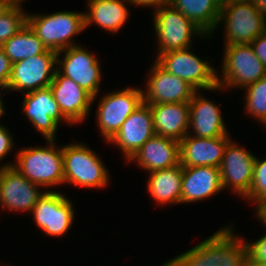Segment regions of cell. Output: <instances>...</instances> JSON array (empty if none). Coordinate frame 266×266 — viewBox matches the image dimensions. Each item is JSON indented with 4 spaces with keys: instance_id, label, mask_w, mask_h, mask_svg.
I'll use <instances>...</instances> for the list:
<instances>
[{
    "instance_id": "cell-1",
    "label": "cell",
    "mask_w": 266,
    "mask_h": 266,
    "mask_svg": "<svg viewBox=\"0 0 266 266\" xmlns=\"http://www.w3.org/2000/svg\"><path fill=\"white\" fill-rule=\"evenodd\" d=\"M168 266H248L247 245L226 225L210 237L166 261Z\"/></svg>"
},
{
    "instance_id": "cell-2",
    "label": "cell",
    "mask_w": 266,
    "mask_h": 266,
    "mask_svg": "<svg viewBox=\"0 0 266 266\" xmlns=\"http://www.w3.org/2000/svg\"><path fill=\"white\" fill-rule=\"evenodd\" d=\"M46 142V147L20 148L15 163L7 162L2 167L13 166L29 181L43 188L64 184L62 147L58 148L55 140Z\"/></svg>"
},
{
    "instance_id": "cell-3",
    "label": "cell",
    "mask_w": 266,
    "mask_h": 266,
    "mask_svg": "<svg viewBox=\"0 0 266 266\" xmlns=\"http://www.w3.org/2000/svg\"><path fill=\"white\" fill-rule=\"evenodd\" d=\"M64 183L83 188H102L109 183V171L98 155L84 143L62 146Z\"/></svg>"
},
{
    "instance_id": "cell-4",
    "label": "cell",
    "mask_w": 266,
    "mask_h": 266,
    "mask_svg": "<svg viewBox=\"0 0 266 266\" xmlns=\"http://www.w3.org/2000/svg\"><path fill=\"white\" fill-rule=\"evenodd\" d=\"M27 24L44 46L55 52L77 45L71 39L85 29L84 13L75 11L27 14Z\"/></svg>"
},
{
    "instance_id": "cell-5",
    "label": "cell",
    "mask_w": 266,
    "mask_h": 266,
    "mask_svg": "<svg viewBox=\"0 0 266 266\" xmlns=\"http://www.w3.org/2000/svg\"><path fill=\"white\" fill-rule=\"evenodd\" d=\"M222 74H217V84L223 89L246 88L266 76V68L251 44L224 46Z\"/></svg>"
},
{
    "instance_id": "cell-6",
    "label": "cell",
    "mask_w": 266,
    "mask_h": 266,
    "mask_svg": "<svg viewBox=\"0 0 266 266\" xmlns=\"http://www.w3.org/2000/svg\"><path fill=\"white\" fill-rule=\"evenodd\" d=\"M154 30L158 42V55L191 47L192 38L198 35L210 38L194 25L189 18L170 4L154 10Z\"/></svg>"
},
{
    "instance_id": "cell-7",
    "label": "cell",
    "mask_w": 266,
    "mask_h": 266,
    "mask_svg": "<svg viewBox=\"0 0 266 266\" xmlns=\"http://www.w3.org/2000/svg\"><path fill=\"white\" fill-rule=\"evenodd\" d=\"M169 51L156 57V61L171 74L183 79L197 91L221 88L217 84V72L207 61H203L192 50Z\"/></svg>"
},
{
    "instance_id": "cell-8",
    "label": "cell",
    "mask_w": 266,
    "mask_h": 266,
    "mask_svg": "<svg viewBox=\"0 0 266 266\" xmlns=\"http://www.w3.org/2000/svg\"><path fill=\"white\" fill-rule=\"evenodd\" d=\"M264 16L255 8L253 2H230L221 8L219 24L225 26L227 45L251 44L262 34Z\"/></svg>"
},
{
    "instance_id": "cell-9",
    "label": "cell",
    "mask_w": 266,
    "mask_h": 266,
    "mask_svg": "<svg viewBox=\"0 0 266 266\" xmlns=\"http://www.w3.org/2000/svg\"><path fill=\"white\" fill-rule=\"evenodd\" d=\"M143 90L126 87L102 96L97 107V124L106 142L119 131L123 122L143 103Z\"/></svg>"
},
{
    "instance_id": "cell-10",
    "label": "cell",
    "mask_w": 266,
    "mask_h": 266,
    "mask_svg": "<svg viewBox=\"0 0 266 266\" xmlns=\"http://www.w3.org/2000/svg\"><path fill=\"white\" fill-rule=\"evenodd\" d=\"M63 53V59H60V55ZM56 69L61 75L69 77L88 92L93 97L92 102L96 100L95 98L99 95L102 73L99 60L95 54L81 47V45L63 49L57 52Z\"/></svg>"
},
{
    "instance_id": "cell-11",
    "label": "cell",
    "mask_w": 266,
    "mask_h": 266,
    "mask_svg": "<svg viewBox=\"0 0 266 266\" xmlns=\"http://www.w3.org/2000/svg\"><path fill=\"white\" fill-rule=\"evenodd\" d=\"M57 52L47 50L12 64L7 87L3 90L21 91L24 94L49 87L57 69Z\"/></svg>"
},
{
    "instance_id": "cell-12",
    "label": "cell",
    "mask_w": 266,
    "mask_h": 266,
    "mask_svg": "<svg viewBox=\"0 0 266 266\" xmlns=\"http://www.w3.org/2000/svg\"><path fill=\"white\" fill-rule=\"evenodd\" d=\"M31 212L36 225L52 237L66 234L75 217L72 202L64 194L51 189L43 194Z\"/></svg>"
},
{
    "instance_id": "cell-13",
    "label": "cell",
    "mask_w": 266,
    "mask_h": 266,
    "mask_svg": "<svg viewBox=\"0 0 266 266\" xmlns=\"http://www.w3.org/2000/svg\"><path fill=\"white\" fill-rule=\"evenodd\" d=\"M23 96V112L45 140H56V131L61 120L72 126L60 112L50 87L37 89Z\"/></svg>"
},
{
    "instance_id": "cell-14",
    "label": "cell",
    "mask_w": 266,
    "mask_h": 266,
    "mask_svg": "<svg viewBox=\"0 0 266 266\" xmlns=\"http://www.w3.org/2000/svg\"><path fill=\"white\" fill-rule=\"evenodd\" d=\"M150 75V76H149ZM143 92V103H189L197 90L183 79L153 63Z\"/></svg>"
},
{
    "instance_id": "cell-15",
    "label": "cell",
    "mask_w": 266,
    "mask_h": 266,
    "mask_svg": "<svg viewBox=\"0 0 266 266\" xmlns=\"http://www.w3.org/2000/svg\"><path fill=\"white\" fill-rule=\"evenodd\" d=\"M255 155L230 140L220 164L221 184L245 197L251 188Z\"/></svg>"
},
{
    "instance_id": "cell-16",
    "label": "cell",
    "mask_w": 266,
    "mask_h": 266,
    "mask_svg": "<svg viewBox=\"0 0 266 266\" xmlns=\"http://www.w3.org/2000/svg\"><path fill=\"white\" fill-rule=\"evenodd\" d=\"M29 181L17 169L0 167V207L9 211L30 212L46 192Z\"/></svg>"
},
{
    "instance_id": "cell-17",
    "label": "cell",
    "mask_w": 266,
    "mask_h": 266,
    "mask_svg": "<svg viewBox=\"0 0 266 266\" xmlns=\"http://www.w3.org/2000/svg\"><path fill=\"white\" fill-rule=\"evenodd\" d=\"M49 87L60 112L72 125L81 123L89 116L93 97L69 77L56 70Z\"/></svg>"
},
{
    "instance_id": "cell-18",
    "label": "cell",
    "mask_w": 266,
    "mask_h": 266,
    "mask_svg": "<svg viewBox=\"0 0 266 266\" xmlns=\"http://www.w3.org/2000/svg\"><path fill=\"white\" fill-rule=\"evenodd\" d=\"M155 134L153 115L148 104L142 103L123 122L119 131L109 141L116 144L128 160Z\"/></svg>"
},
{
    "instance_id": "cell-19",
    "label": "cell",
    "mask_w": 266,
    "mask_h": 266,
    "mask_svg": "<svg viewBox=\"0 0 266 266\" xmlns=\"http://www.w3.org/2000/svg\"><path fill=\"white\" fill-rule=\"evenodd\" d=\"M229 136L201 138L187 134L180 141L182 167H220Z\"/></svg>"
},
{
    "instance_id": "cell-20",
    "label": "cell",
    "mask_w": 266,
    "mask_h": 266,
    "mask_svg": "<svg viewBox=\"0 0 266 266\" xmlns=\"http://www.w3.org/2000/svg\"><path fill=\"white\" fill-rule=\"evenodd\" d=\"M132 160L149 173L172 168L180 164V142L154 134L128 161Z\"/></svg>"
},
{
    "instance_id": "cell-21",
    "label": "cell",
    "mask_w": 266,
    "mask_h": 266,
    "mask_svg": "<svg viewBox=\"0 0 266 266\" xmlns=\"http://www.w3.org/2000/svg\"><path fill=\"white\" fill-rule=\"evenodd\" d=\"M200 94V91H197L189 102L188 134L201 138L230 136L225 128L219 106Z\"/></svg>"
},
{
    "instance_id": "cell-22",
    "label": "cell",
    "mask_w": 266,
    "mask_h": 266,
    "mask_svg": "<svg viewBox=\"0 0 266 266\" xmlns=\"http://www.w3.org/2000/svg\"><path fill=\"white\" fill-rule=\"evenodd\" d=\"M223 191L219 167H183L181 203L202 201Z\"/></svg>"
},
{
    "instance_id": "cell-23",
    "label": "cell",
    "mask_w": 266,
    "mask_h": 266,
    "mask_svg": "<svg viewBox=\"0 0 266 266\" xmlns=\"http://www.w3.org/2000/svg\"><path fill=\"white\" fill-rule=\"evenodd\" d=\"M157 135L181 141L189 131V103L148 104Z\"/></svg>"
},
{
    "instance_id": "cell-24",
    "label": "cell",
    "mask_w": 266,
    "mask_h": 266,
    "mask_svg": "<svg viewBox=\"0 0 266 266\" xmlns=\"http://www.w3.org/2000/svg\"><path fill=\"white\" fill-rule=\"evenodd\" d=\"M128 0H95L87 3L84 12L85 29L95 23L101 29L113 33L122 29L127 22L129 11L126 4Z\"/></svg>"
},
{
    "instance_id": "cell-25",
    "label": "cell",
    "mask_w": 266,
    "mask_h": 266,
    "mask_svg": "<svg viewBox=\"0 0 266 266\" xmlns=\"http://www.w3.org/2000/svg\"><path fill=\"white\" fill-rule=\"evenodd\" d=\"M182 165L157 170L148 174L147 189L153 200L160 204H181Z\"/></svg>"
},
{
    "instance_id": "cell-26",
    "label": "cell",
    "mask_w": 266,
    "mask_h": 266,
    "mask_svg": "<svg viewBox=\"0 0 266 266\" xmlns=\"http://www.w3.org/2000/svg\"><path fill=\"white\" fill-rule=\"evenodd\" d=\"M169 4L189 18L205 36L215 33L221 8L212 0H170Z\"/></svg>"
},
{
    "instance_id": "cell-27",
    "label": "cell",
    "mask_w": 266,
    "mask_h": 266,
    "mask_svg": "<svg viewBox=\"0 0 266 266\" xmlns=\"http://www.w3.org/2000/svg\"><path fill=\"white\" fill-rule=\"evenodd\" d=\"M1 48L12 64L43 54L48 50L27 23Z\"/></svg>"
},
{
    "instance_id": "cell-28",
    "label": "cell",
    "mask_w": 266,
    "mask_h": 266,
    "mask_svg": "<svg viewBox=\"0 0 266 266\" xmlns=\"http://www.w3.org/2000/svg\"><path fill=\"white\" fill-rule=\"evenodd\" d=\"M245 110L261 124H266V76L246 88Z\"/></svg>"
},
{
    "instance_id": "cell-29",
    "label": "cell",
    "mask_w": 266,
    "mask_h": 266,
    "mask_svg": "<svg viewBox=\"0 0 266 266\" xmlns=\"http://www.w3.org/2000/svg\"><path fill=\"white\" fill-rule=\"evenodd\" d=\"M21 6L14 5L4 15L0 16V46L27 23V14Z\"/></svg>"
},
{
    "instance_id": "cell-30",
    "label": "cell",
    "mask_w": 266,
    "mask_h": 266,
    "mask_svg": "<svg viewBox=\"0 0 266 266\" xmlns=\"http://www.w3.org/2000/svg\"><path fill=\"white\" fill-rule=\"evenodd\" d=\"M244 199L256 204V210L266 202V159L255 157L251 188Z\"/></svg>"
},
{
    "instance_id": "cell-31",
    "label": "cell",
    "mask_w": 266,
    "mask_h": 266,
    "mask_svg": "<svg viewBox=\"0 0 266 266\" xmlns=\"http://www.w3.org/2000/svg\"><path fill=\"white\" fill-rule=\"evenodd\" d=\"M248 251V264L266 263V233L257 241L246 242Z\"/></svg>"
},
{
    "instance_id": "cell-32",
    "label": "cell",
    "mask_w": 266,
    "mask_h": 266,
    "mask_svg": "<svg viewBox=\"0 0 266 266\" xmlns=\"http://www.w3.org/2000/svg\"><path fill=\"white\" fill-rule=\"evenodd\" d=\"M12 69V62L6 56L3 49L0 46V87L5 89L7 87Z\"/></svg>"
},
{
    "instance_id": "cell-33",
    "label": "cell",
    "mask_w": 266,
    "mask_h": 266,
    "mask_svg": "<svg viewBox=\"0 0 266 266\" xmlns=\"http://www.w3.org/2000/svg\"><path fill=\"white\" fill-rule=\"evenodd\" d=\"M14 140L9 130L4 125H0V161L11 152Z\"/></svg>"
},
{
    "instance_id": "cell-34",
    "label": "cell",
    "mask_w": 266,
    "mask_h": 266,
    "mask_svg": "<svg viewBox=\"0 0 266 266\" xmlns=\"http://www.w3.org/2000/svg\"><path fill=\"white\" fill-rule=\"evenodd\" d=\"M255 54L266 68V36L259 35L255 40L251 42Z\"/></svg>"
},
{
    "instance_id": "cell-35",
    "label": "cell",
    "mask_w": 266,
    "mask_h": 266,
    "mask_svg": "<svg viewBox=\"0 0 266 266\" xmlns=\"http://www.w3.org/2000/svg\"><path fill=\"white\" fill-rule=\"evenodd\" d=\"M134 7H152L154 10H157L164 5H168L170 0H128Z\"/></svg>"
},
{
    "instance_id": "cell-36",
    "label": "cell",
    "mask_w": 266,
    "mask_h": 266,
    "mask_svg": "<svg viewBox=\"0 0 266 266\" xmlns=\"http://www.w3.org/2000/svg\"><path fill=\"white\" fill-rule=\"evenodd\" d=\"M258 221H261L263 226L266 227V202L256 210Z\"/></svg>"
},
{
    "instance_id": "cell-37",
    "label": "cell",
    "mask_w": 266,
    "mask_h": 266,
    "mask_svg": "<svg viewBox=\"0 0 266 266\" xmlns=\"http://www.w3.org/2000/svg\"><path fill=\"white\" fill-rule=\"evenodd\" d=\"M15 4L11 0H0V16L4 15Z\"/></svg>"
},
{
    "instance_id": "cell-38",
    "label": "cell",
    "mask_w": 266,
    "mask_h": 266,
    "mask_svg": "<svg viewBox=\"0 0 266 266\" xmlns=\"http://www.w3.org/2000/svg\"><path fill=\"white\" fill-rule=\"evenodd\" d=\"M255 8L266 17V0H253Z\"/></svg>"
},
{
    "instance_id": "cell-39",
    "label": "cell",
    "mask_w": 266,
    "mask_h": 266,
    "mask_svg": "<svg viewBox=\"0 0 266 266\" xmlns=\"http://www.w3.org/2000/svg\"><path fill=\"white\" fill-rule=\"evenodd\" d=\"M217 6L222 8L228 3V0H212Z\"/></svg>"
},
{
    "instance_id": "cell-40",
    "label": "cell",
    "mask_w": 266,
    "mask_h": 266,
    "mask_svg": "<svg viewBox=\"0 0 266 266\" xmlns=\"http://www.w3.org/2000/svg\"><path fill=\"white\" fill-rule=\"evenodd\" d=\"M5 109H4V102H3V100H2V98L0 97V118L2 117V116H4V111ZM1 125V124H0Z\"/></svg>"
},
{
    "instance_id": "cell-41",
    "label": "cell",
    "mask_w": 266,
    "mask_h": 266,
    "mask_svg": "<svg viewBox=\"0 0 266 266\" xmlns=\"http://www.w3.org/2000/svg\"><path fill=\"white\" fill-rule=\"evenodd\" d=\"M262 34H263L264 36H266V17H264V20H263Z\"/></svg>"
},
{
    "instance_id": "cell-42",
    "label": "cell",
    "mask_w": 266,
    "mask_h": 266,
    "mask_svg": "<svg viewBox=\"0 0 266 266\" xmlns=\"http://www.w3.org/2000/svg\"><path fill=\"white\" fill-rule=\"evenodd\" d=\"M230 2H253V0H228V3Z\"/></svg>"
},
{
    "instance_id": "cell-43",
    "label": "cell",
    "mask_w": 266,
    "mask_h": 266,
    "mask_svg": "<svg viewBox=\"0 0 266 266\" xmlns=\"http://www.w3.org/2000/svg\"><path fill=\"white\" fill-rule=\"evenodd\" d=\"M15 5H20L24 0H11Z\"/></svg>"
},
{
    "instance_id": "cell-44",
    "label": "cell",
    "mask_w": 266,
    "mask_h": 266,
    "mask_svg": "<svg viewBox=\"0 0 266 266\" xmlns=\"http://www.w3.org/2000/svg\"><path fill=\"white\" fill-rule=\"evenodd\" d=\"M248 266H266V263H264V264H248Z\"/></svg>"
},
{
    "instance_id": "cell-45",
    "label": "cell",
    "mask_w": 266,
    "mask_h": 266,
    "mask_svg": "<svg viewBox=\"0 0 266 266\" xmlns=\"http://www.w3.org/2000/svg\"><path fill=\"white\" fill-rule=\"evenodd\" d=\"M159 266H160V265H159ZM161 266H168V265H167V263L165 262V263L161 264Z\"/></svg>"
}]
</instances>
